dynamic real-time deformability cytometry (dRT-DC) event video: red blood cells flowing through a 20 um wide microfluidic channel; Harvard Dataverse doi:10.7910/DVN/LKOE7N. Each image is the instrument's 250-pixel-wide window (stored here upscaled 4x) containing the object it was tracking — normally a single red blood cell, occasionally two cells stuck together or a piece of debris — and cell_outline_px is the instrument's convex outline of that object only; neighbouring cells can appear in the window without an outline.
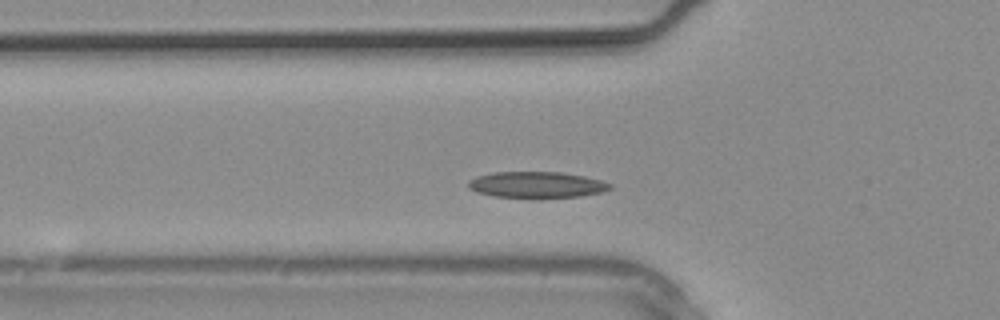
{"species": "common noctule bat (a hibernating species)", "species_latin": "Nyctalus noctula", "temperature_condition": "warm", "stored_images_in_passage": 23, "camera_frame_rate_fps": 3000, "um_per_image_px": 0.085, "animal": {"sex": "male", "body_mass_g": 20.4}, "frame": {"image": 1, "passage_image": 4, "time_ms": 1.0, "image_size_px": [1000, 320], "cell_outline_px": [[612, 188], [600, 192], [580, 196], [492, 196], [476, 192], [468, 188], [468, 180], [476, 176], [492, 172], [560, 172], [584, 176], [600, 180], [612, 184]], "centroid_in_image_um": [45.57, 15.67], "position_along_channel_um": 80.2, "area_um2": 21.1}}